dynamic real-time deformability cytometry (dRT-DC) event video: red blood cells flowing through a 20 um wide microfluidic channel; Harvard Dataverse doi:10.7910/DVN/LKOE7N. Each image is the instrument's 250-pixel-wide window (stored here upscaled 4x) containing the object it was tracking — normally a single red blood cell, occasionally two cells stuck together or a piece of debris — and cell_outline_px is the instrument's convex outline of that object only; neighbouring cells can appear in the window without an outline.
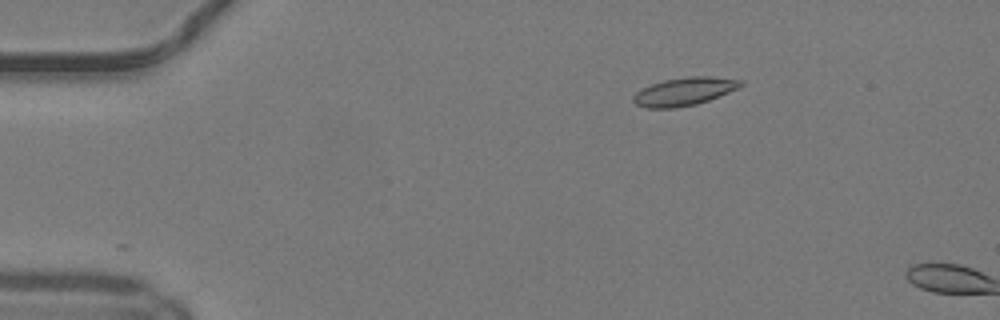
{"species": "common noctule bat (a hibernating species)", "species_latin": "Nyctalus noctula", "temperature_condition": "warm", "stored_images_in_passage": 2, "camera_frame_rate_fps": 3000, "um_per_image_px": 0.085, "animal": {"sex": "male", "body_mass_g": 19.2, "forearm_length_mm": 51.8}, "frame": {"image": 1, "passage_image": 1, "time_ms": 0.0, "image_size_px": [1000, 320], "cell_outline_px": [[744, 84], [740, 88], [708, 100], [696, 104], [672, 108], [648, 108], [636, 104], [632, 100], [632, 96], [636, 92], [652, 84], [664, 80], [688, 76], [712, 76], [744, 80]], "centroid_in_image_um": [58.2, 7.76], "position_along_channel_um": 26.8, "area_um2": 17.57}}